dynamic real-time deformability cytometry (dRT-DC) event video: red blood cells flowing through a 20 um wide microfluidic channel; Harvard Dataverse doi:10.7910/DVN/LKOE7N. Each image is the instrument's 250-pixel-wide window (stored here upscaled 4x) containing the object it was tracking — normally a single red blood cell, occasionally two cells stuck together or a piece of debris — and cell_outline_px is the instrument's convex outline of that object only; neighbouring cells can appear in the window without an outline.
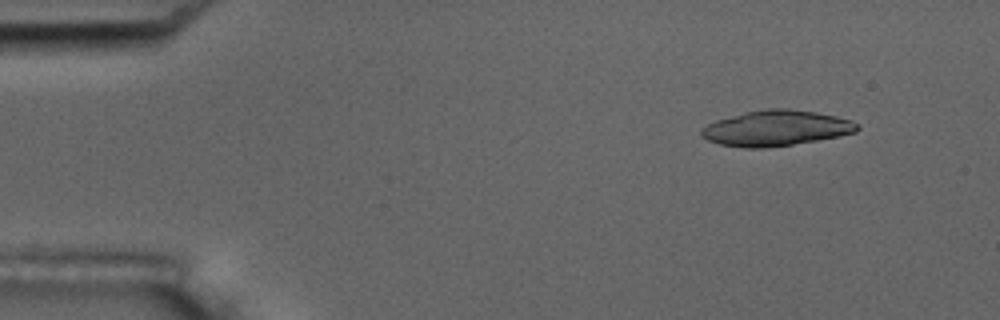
{"species": "common noctule bat (a hibernating species)", "species_latin": "Nyctalus noctula", "temperature_condition": "room temperature", "stored_images_in_passage": 4, "camera_frame_rate_fps": 3000, "um_per_image_px": 0.085, "animal": {"sex": "male", "body_mass_g": 17.5, "forearm_length_mm": 52.3}, "frame": {"image": 1, "passage_image": 1, "time_ms": 0.0, "image_size_px": [1000, 320], "cell_outline_px": [[860, 128], [856, 132], [816, 140], [792, 144], [764, 148], [744, 148], [720, 144], [708, 140], [700, 136], [700, 128], [716, 120], [744, 112], [768, 108], [788, 108], [816, 112], [836, 116], [852, 120], [860, 124]], "centroid_in_image_um": [65.95, 10.88], "position_along_channel_um": 19.0, "area_um2": 32.31}}